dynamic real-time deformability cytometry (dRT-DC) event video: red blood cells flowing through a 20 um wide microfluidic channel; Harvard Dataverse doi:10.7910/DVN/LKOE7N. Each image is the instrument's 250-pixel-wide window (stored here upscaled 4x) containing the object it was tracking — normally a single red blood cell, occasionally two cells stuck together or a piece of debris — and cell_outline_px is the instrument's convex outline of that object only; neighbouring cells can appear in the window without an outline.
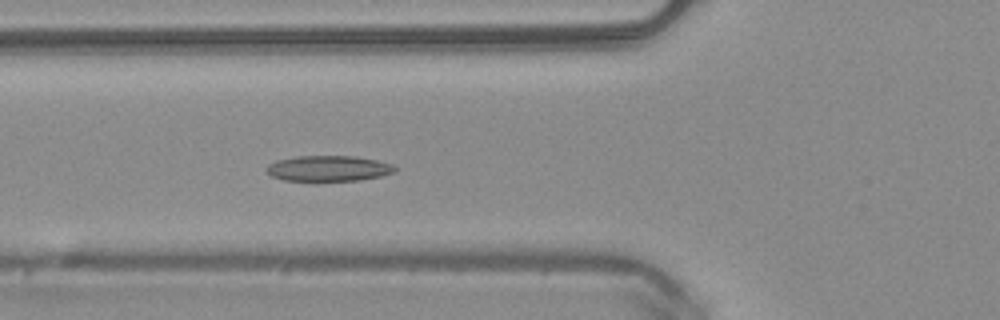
{"species": "common noctule bat (a hibernating species)", "species_latin": "Nyctalus noctula", "temperature_condition": "warm", "stored_images_in_passage": 50, "camera_frame_rate_fps": 3000, "um_per_image_px": 0.085, "animal": {"sex": "male", "body_mass_g": 20.4}, "frame": {"image": 1, "passage_image": 18, "time_ms": 5.667, "image_size_px": [1000, 320], "cell_outline_px": [[396, 172], [380, 176], [360, 180], [312, 184], [284, 180], [272, 176], [264, 168], [268, 164], [276, 160], [296, 156], [356, 156], [376, 160], [392, 164], [396, 168]], "centroid_in_image_um": [27.87, 14.36], "position_along_channel_um": 97.9, "area_um2": 20.17}}
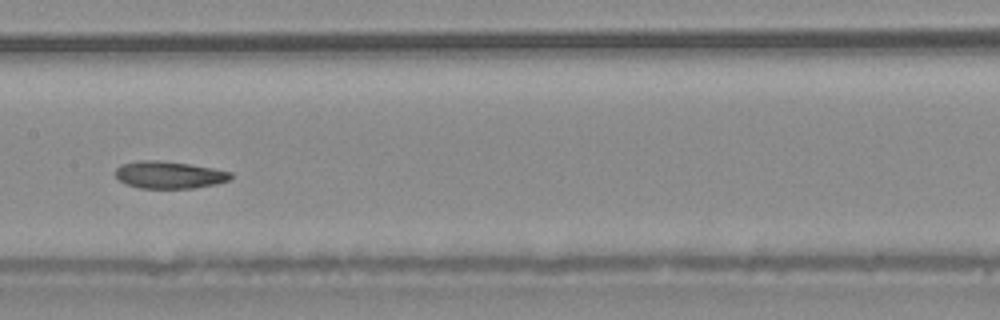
{"frame": {"image": 2, "passage_image": 25, "time_ms": 8.0, "image_size_px": [1000, 320], "cell_outline_px": [[232, 180], [216, 184], [196, 188], [140, 188], [124, 184], [112, 172], [120, 164], [140, 160], [156, 160], [188, 164], [212, 168], [232, 172]], "centroid_in_image_um": [14.36, 14.87], "position_along_channel_um": 193.0, "area_um2": 18.5}}
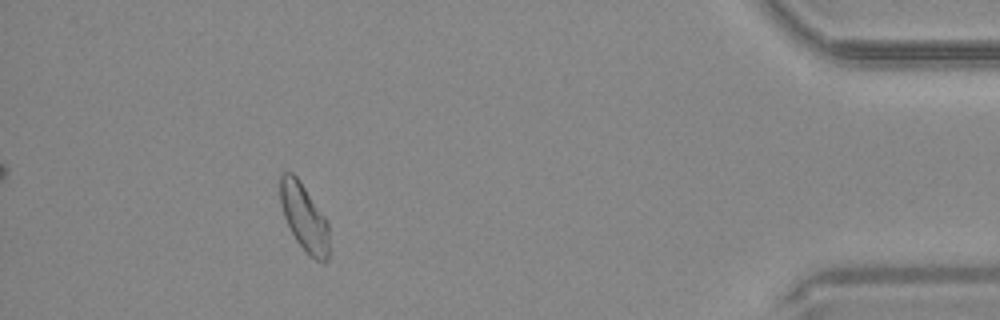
{"frame": {"image": 3, "passage_image": 45, "time_ms": 14.667, "image_size_px": [1000, 320], "cell_outline_px": [[328, 260], [324, 264], [308, 256], [296, 240], [284, 216], [280, 204], [280, 176], [284, 172], [292, 172], [296, 176], [328, 220]], "centroid_in_image_um": [25.86, 18.51], "position_along_channel_um": 409.3, "area_um2": 19.19}}